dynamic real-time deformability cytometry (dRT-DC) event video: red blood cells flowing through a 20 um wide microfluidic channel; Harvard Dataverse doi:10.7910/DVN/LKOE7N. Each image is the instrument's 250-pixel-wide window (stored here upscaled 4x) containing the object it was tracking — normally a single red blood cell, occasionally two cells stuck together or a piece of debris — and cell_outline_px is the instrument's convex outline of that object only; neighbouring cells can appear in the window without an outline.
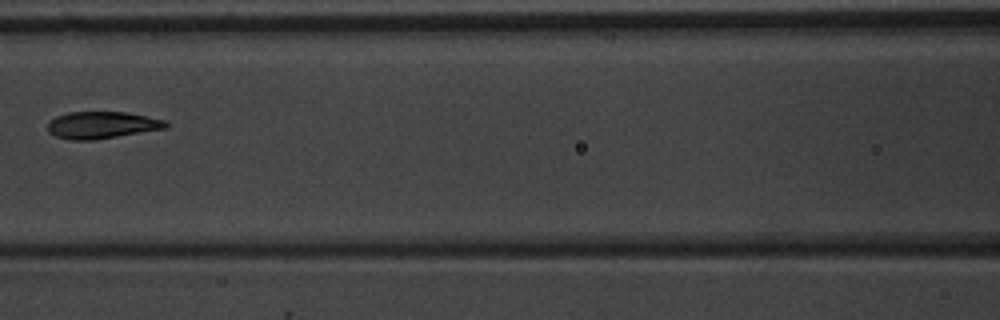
{"species": "common noctule bat (a hibernating species)", "species_latin": "Nyctalus noctula", "temperature_condition": "warm", "stored_images_in_passage": 4, "camera_frame_rate_fps": 3000, "um_per_image_px": 0.085, "animal": {"sex": "male", "body_mass_g": 20.1, "forearm_length_mm": 53.5}, "frame": {"image": 1, "passage_image": 4, "time_ms": 3.667, "image_size_px": [1000, 320], "cell_outline_px": [[172, 124], [168, 128], [96, 140], [72, 140], [56, 136], [48, 132], [48, 124], [56, 116], [68, 112], [128, 112], [164, 120]], "centroid_in_image_um": [8.71, 10.63], "position_along_channel_um": 157.9, "area_um2": 18.73}}